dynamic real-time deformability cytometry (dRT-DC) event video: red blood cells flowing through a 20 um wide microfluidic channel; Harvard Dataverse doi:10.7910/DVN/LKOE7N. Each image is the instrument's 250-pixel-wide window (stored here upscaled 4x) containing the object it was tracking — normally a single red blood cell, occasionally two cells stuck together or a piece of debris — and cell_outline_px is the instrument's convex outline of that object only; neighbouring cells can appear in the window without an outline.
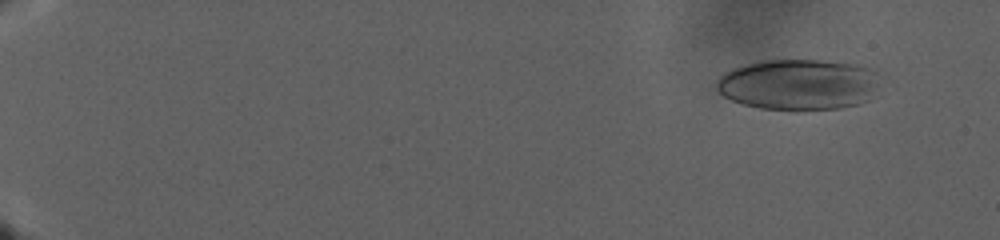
{"species": "human", "species_latin": "Homo sapiens", "temperature_condition": "warm", "stored_images_in_passage": 92, "camera_frame_rate_fps": 3000, "um_per_image_px": 0.085, "donor": {"sex": "male"}, "frame": {"image": 1, "passage_image": 14, "time_ms": 4.333, "image_size_px": [1000, 240], "cell_outline_px": [[876, 84], [872, 100], [860, 104], [840, 108], [796, 112], [760, 108], [744, 104], [732, 100], [724, 96], [716, 88], [716, 80], [724, 72], [732, 68], [756, 60], [816, 60], [856, 64], [876, 68]], "centroid_in_image_um": [67.88, 7.2], "position_along_channel_um": 17.1, "area_um2": 49.48}}
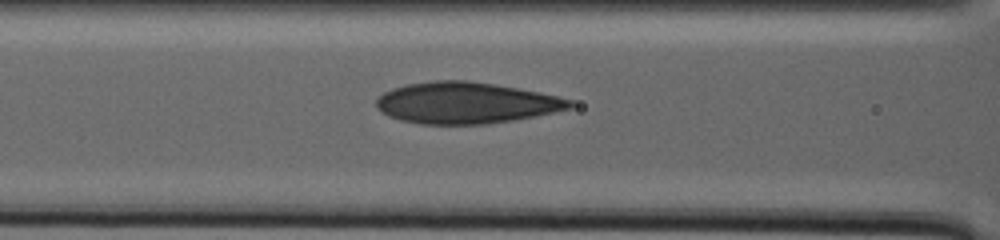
{"frame": {"image": 2, "passage_image": 71, "time_ms": 23.333, "image_size_px": [1000, 240], "cell_outline_px": [[576, 104], [572, 108], [536, 116], [512, 120], [484, 124], [420, 124], [400, 120], [388, 116], [380, 112], [376, 108], [376, 100], [384, 92], [392, 88], [408, 84], [436, 80], [468, 80], [496, 84], [540, 92], [560, 96], [576, 100]], "centroid_in_image_um": [39.64, 8.74], "position_along_channel_um": 127.0, "area_um2": 47.05}}
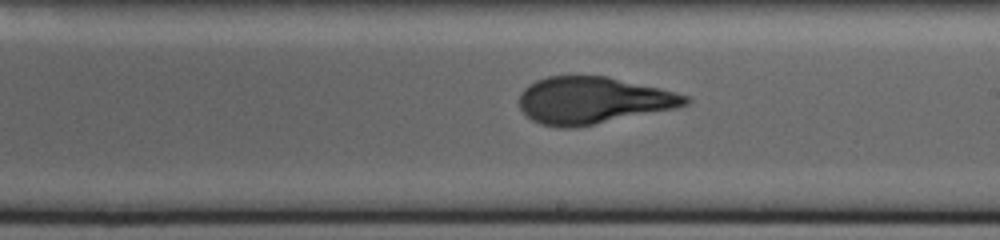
{"frame": {"image": 3, "passage_image": 92, "time_ms": 30.333, "image_size_px": [1000, 240], "cell_outline_px": [[692, 100], [688, 104], [676, 108], [572, 128], [560, 128], [540, 124], [532, 120], [520, 108], [520, 92], [528, 84], [536, 80], [548, 76], [608, 76], [660, 88], [692, 96]], "centroid_in_image_um": [50.41, 8.52], "position_along_channel_um": 238.6, "area_um2": 45.43}}